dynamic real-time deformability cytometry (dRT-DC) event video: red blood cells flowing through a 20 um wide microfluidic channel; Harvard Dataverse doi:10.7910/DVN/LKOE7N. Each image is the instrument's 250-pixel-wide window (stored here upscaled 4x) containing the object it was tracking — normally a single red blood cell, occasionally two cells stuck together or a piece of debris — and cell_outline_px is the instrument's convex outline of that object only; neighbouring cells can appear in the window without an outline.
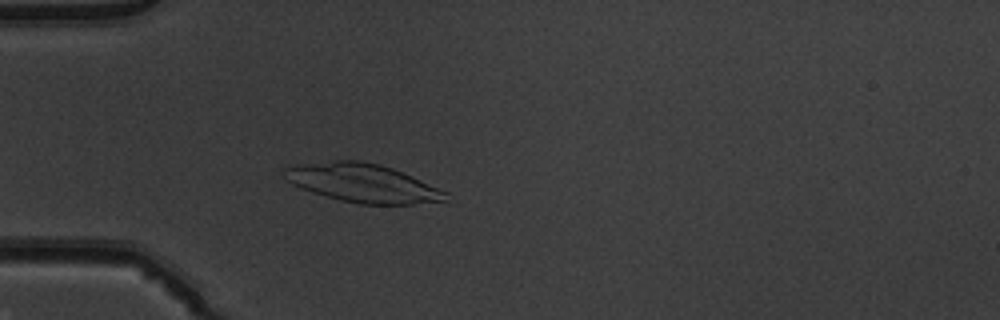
{"species": "common noctule bat (a hibernating species)", "species_latin": "Nyctalus noctula", "temperature_condition": "warm", "stored_images_in_passage": 50, "camera_frame_rate_fps": 3000, "um_per_image_px": 0.085, "animal": {"sex": "male", "body_mass_g": 19.5, "forearm_length_mm": 54.6}, "frame": {"image": 1, "passage_image": 14, "time_ms": 4.333, "image_size_px": [1000, 320], "cell_outline_px": [[448, 192], [444, 200], [412, 204], [360, 204], [340, 200], [312, 192], [300, 188], [284, 180], [284, 168], [296, 164], [336, 160], [360, 160], [380, 164], [392, 168]], "centroid_in_image_um": [30.75, 15.54], "position_along_channel_um": 54.3, "area_um2": 36.01}}
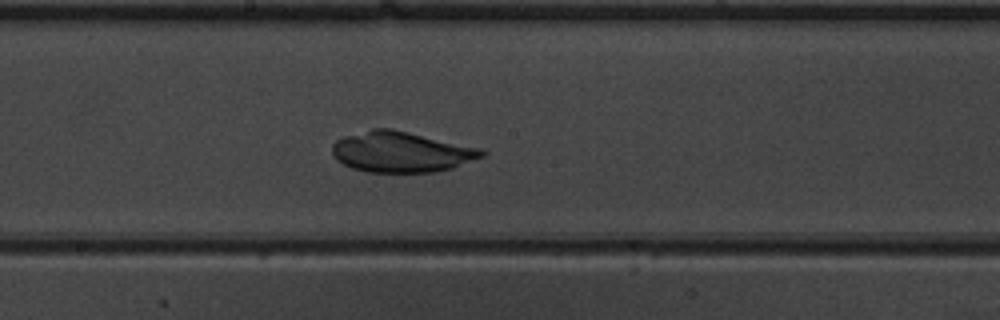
{"frame": {"image": 2, "passage_image": 27, "time_ms": 8.667, "image_size_px": [1000, 320], "cell_outline_px": [[488, 152], [484, 156], [452, 168], [436, 172], [368, 172], [352, 168], [336, 160], [332, 156], [332, 144], [336, 140], [344, 136], [372, 128], [392, 128], [480, 148]], "centroid_in_image_um": [34.09, 12.91], "position_along_channel_um": 214.1, "area_um2": 35.55}}
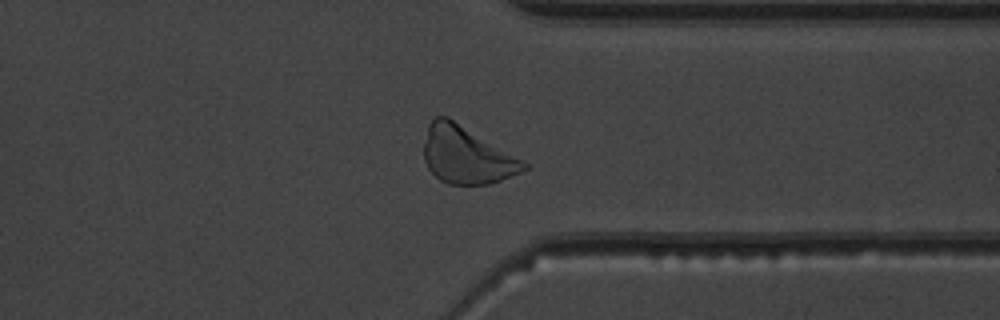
{"frame": {"image": 3, "passage_image": 39, "time_ms": 12.667, "image_size_px": [1000, 320], "cell_outline_px": [[528, 168], [520, 172], [500, 180], [488, 184], [448, 184], [440, 180], [428, 168], [424, 160], [424, 144], [428, 124], [436, 116], [448, 116], [528, 164]], "centroid_in_image_um": [39.61, 13.18], "position_along_channel_um": 371.8, "area_um2": 32.77}}